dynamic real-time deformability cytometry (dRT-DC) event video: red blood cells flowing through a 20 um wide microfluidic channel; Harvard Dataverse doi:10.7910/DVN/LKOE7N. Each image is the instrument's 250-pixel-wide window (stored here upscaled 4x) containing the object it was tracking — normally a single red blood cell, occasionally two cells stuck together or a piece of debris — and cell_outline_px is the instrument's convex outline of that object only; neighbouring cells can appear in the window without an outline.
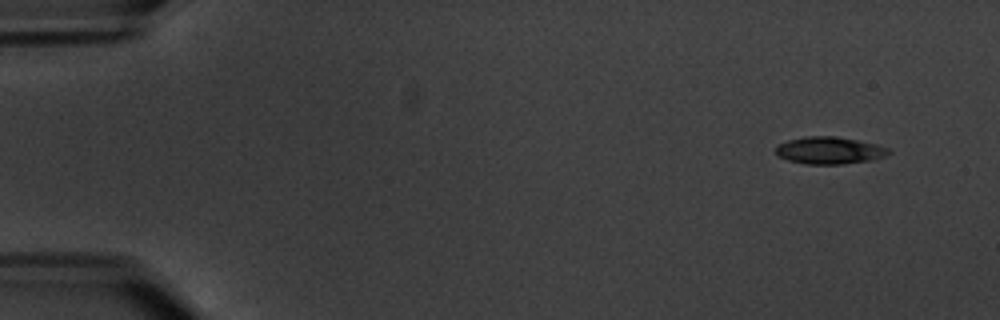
{"species": "common noctule bat (a hibernating species)", "species_latin": "Nyctalus noctula", "temperature_condition": "warm", "stored_images_in_passage": 7, "camera_frame_rate_fps": 3000, "um_per_image_px": 0.085, "animal": {"sex": "male", "body_mass_g": 20.1, "forearm_length_mm": 53.5}, "frame": {"image": 1, "passage_image": 2, "time_ms": 1.0, "image_size_px": [1000, 320], "cell_outline_px": [[892, 152], [884, 156], [872, 160], [844, 164], [804, 164], [788, 160], [776, 156], [776, 148], [780, 144], [788, 140], [804, 136], [836, 136], [876, 144], [888, 148]], "centroid_in_image_um": [70.49, 12.79], "position_along_channel_um": 14.5, "area_um2": 17.92}}